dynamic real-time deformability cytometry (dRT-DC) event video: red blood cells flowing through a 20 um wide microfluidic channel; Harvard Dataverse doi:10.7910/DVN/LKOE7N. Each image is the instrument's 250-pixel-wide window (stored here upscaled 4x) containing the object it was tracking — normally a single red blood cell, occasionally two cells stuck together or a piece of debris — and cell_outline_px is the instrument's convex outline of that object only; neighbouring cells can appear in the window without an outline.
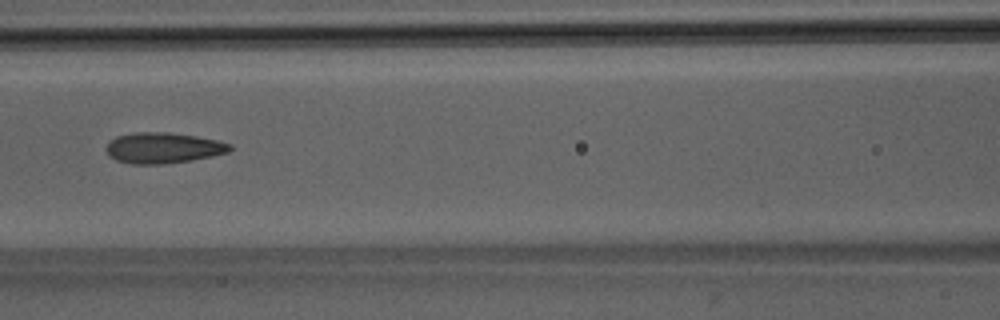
{"species": "Egyptian fruit bat (a non-hibernating species)", "species_latin": "Rousettus aegyptiacus", "temperature_condition": "room temperature", "stored_images_in_passage": 51, "camera_frame_rate_fps": 3000, "um_per_image_px": 0.085, "animal": {"sex": "male"}, "frame": {"image": 1, "passage_image": 23, "time_ms": 7.333, "image_size_px": [1000, 320], "cell_outline_px": [[232, 148], [228, 152], [212, 156], [192, 160], [164, 164], [132, 164], [116, 160], [108, 156], [108, 144], [116, 136], [136, 132], [168, 132], [196, 136], [216, 140], [232, 144]], "centroid_in_image_um": [13.89, 12.57], "position_along_channel_um": 152.7, "area_um2": 22.08}}
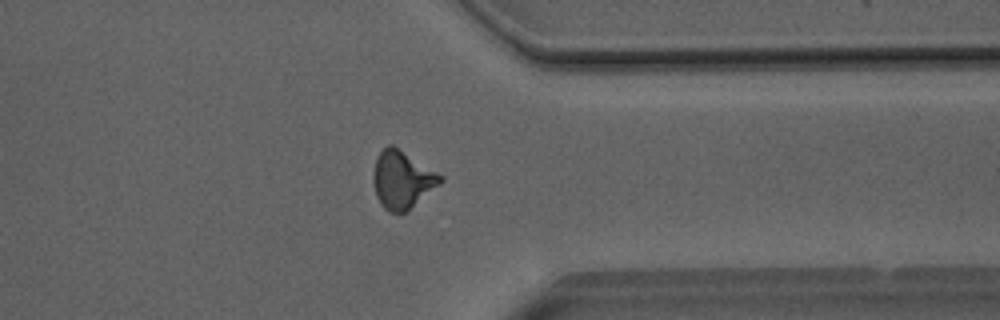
{"frame": {"image": 2, "passage_image": 40, "time_ms": 13.0, "image_size_px": [1000, 320], "cell_outline_px": [[444, 180], [440, 184], [404, 212], [388, 212], [380, 204], [376, 196], [372, 176], [376, 156], [388, 144], [392, 144], [444, 176]], "centroid_in_image_um": [34.16, 15.25], "position_along_channel_um": 377.2, "area_um2": 22.37}}
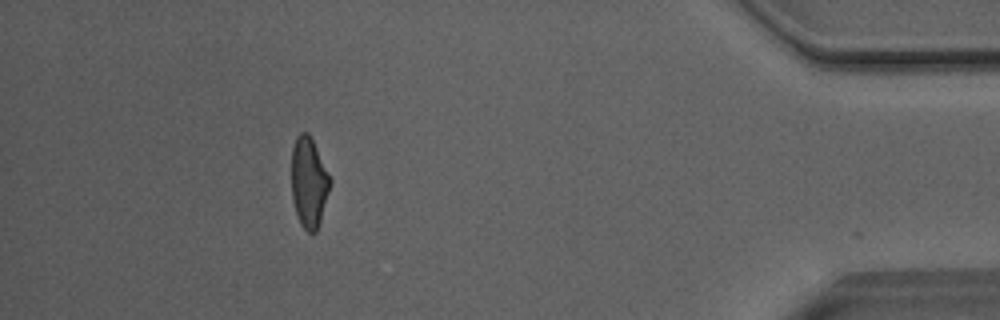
{"frame": {"image": 3, "passage_image": 46, "time_ms": 15.0, "image_size_px": [1000, 320], "cell_outline_px": [[332, 184], [316, 232], [308, 232], [300, 224], [292, 200], [292, 148], [296, 136], [300, 132], [308, 132], [332, 180]], "centroid_in_image_um": [26.26, 15.5], "position_along_channel_um": 408.9, "area_um2": 20.23}, "authors_computed_cell_mechanics": {"area_um2": 21.6172, "velocity_mm_per_s": 4.0594, "shape_relaxation_time_tau1_ms": 9.9964, "shape_relaxation_time_tau2_ms": 1.819, "deformation_change_tau1": 0.2402, "deformation_change_tau2": 0.0985}}